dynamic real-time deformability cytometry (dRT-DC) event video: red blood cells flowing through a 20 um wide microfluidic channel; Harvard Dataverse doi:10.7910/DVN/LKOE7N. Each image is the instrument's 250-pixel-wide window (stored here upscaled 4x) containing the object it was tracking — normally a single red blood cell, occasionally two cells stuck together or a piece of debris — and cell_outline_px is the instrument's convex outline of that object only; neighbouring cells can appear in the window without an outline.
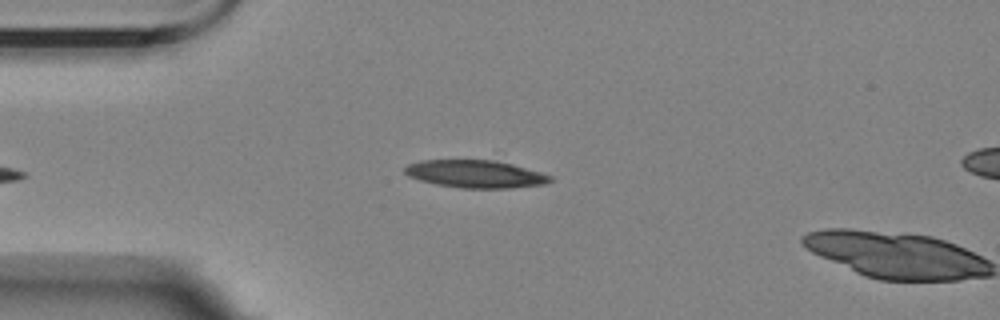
{"species": "Egyptian fruit bat (a non-hibernating species)", "species_latin": "Rousettus aegyptiacus", "temperature_condition": "room temperature", "stored_images_in_passage": 4, "camera_frame_rate_fps": 3000, "um_per_image_px": 0.085, "animal": {"sex": "female"}, "frame": {"image": 1, "passage_image": 4, "time_ms": 3.333, "image_size_px": [1000, 320], "cell_outline_px": [[552, 180], [544, 184], [512, 188], [460, 188], [436, 184], [420, 180], [408, 176], [404, 172], [404, 168], [408, 164], [420, 160], [492, 160], [512, 164], [540, 172], [552, 176]], "centroid_in_image_um": [40.39, 14.79], "position_along_channel_um": 44.6, "area_um2": 23.35}}